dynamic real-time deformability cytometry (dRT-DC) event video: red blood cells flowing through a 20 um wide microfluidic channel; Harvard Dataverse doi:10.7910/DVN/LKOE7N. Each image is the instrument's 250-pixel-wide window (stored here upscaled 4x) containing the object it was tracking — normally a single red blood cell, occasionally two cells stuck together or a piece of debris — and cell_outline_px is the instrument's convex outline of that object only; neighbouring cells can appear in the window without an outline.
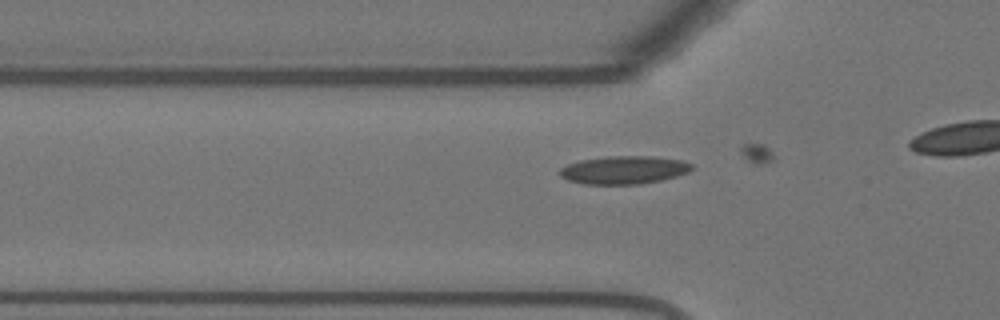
{"species": "Egyptian fruit bat (a non-hibernating species)", "species_latin": "Rousettus aegyptiacus", "temperature_condition": "warm", "stored_images_in_passage": 11, "camera_frame_rate_fps": 3000, "um_per_image_px": 0.085, "animal": {"sex": "female"}, "frame": {"image": 1, "passage_image": 8, "time_ms": 2.333, "image_size_px": [1000, 320], "cell_outline_px": [[692, 168], [688, 172], [676, 176], [660, 180], [640, 184], [584, 184], [568, 180], [560, 176], [560, 168], [568, 164], [580, 160], [608, 156], [652, 156], [684, 160], [692, 164]], "centroid_in_image_um": [53.04, 14.44], "position_along_channel_um": 72.8, "area_um2": 21.56}}